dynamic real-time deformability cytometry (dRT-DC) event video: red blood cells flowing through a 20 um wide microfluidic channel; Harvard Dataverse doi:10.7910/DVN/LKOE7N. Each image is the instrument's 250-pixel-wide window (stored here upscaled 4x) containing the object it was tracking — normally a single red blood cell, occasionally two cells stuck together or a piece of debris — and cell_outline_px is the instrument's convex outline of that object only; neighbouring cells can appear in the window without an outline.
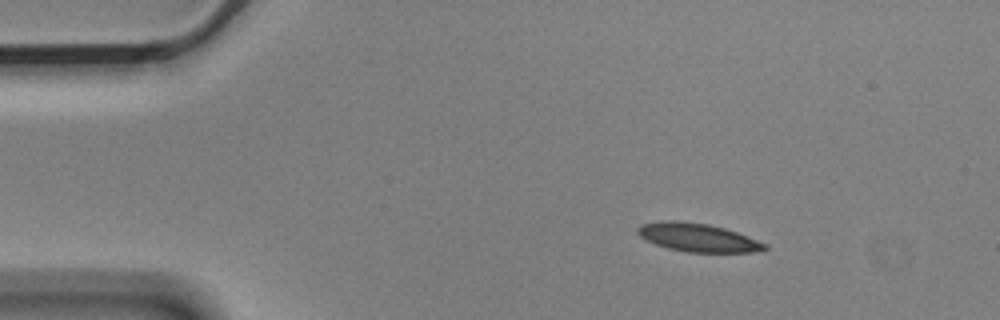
{"species": "Egyptian fruit bat (a non-hibernating species)", "species_latin": "Rousettus aegyptiacus", "temperature_condition": "cold", "stored_images_in_passage": 3, "camera_frame_rate_fps": 3000, "um_per_image_px": 0.085, "animal": {"sex": "male"}, "frame": {"image": 1, "passage_image": 1, "time_ms": 0.0, "image_size_px": [1000, 320], "cell_outline_px": [[768, 248], [752, 252], [688, 252], [668, 248], [656, 244], [640, 236], [636, 232], [636, 228], [640, 224], [660, 220], [680, 220], [708, 224], [724, 228], [736, 232], [768, 244]], "centroid_in_image_um": [59.28, 20.17], "position_along_channel_um": 25.7, "area_um2": 20.98}}